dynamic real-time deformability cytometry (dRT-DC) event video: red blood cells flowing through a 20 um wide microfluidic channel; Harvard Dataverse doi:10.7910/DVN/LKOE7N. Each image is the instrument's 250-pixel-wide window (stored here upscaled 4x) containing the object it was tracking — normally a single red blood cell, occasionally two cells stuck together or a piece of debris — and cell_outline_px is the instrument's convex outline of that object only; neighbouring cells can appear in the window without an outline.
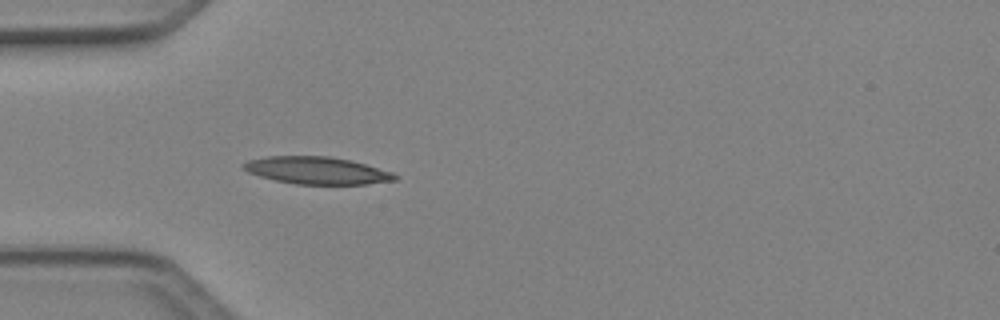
{"species": "Egyptian fruit bat (a non-hibernating species)", "species_latin": "Rousettus aegyptiacus", "temperature_condition": "cold", "stored_images_in_passage": 3, "camera_frame_rate_fps": 3000, "um_per_image_px": 0.085, "animal": {"sex": "female"}, "frame": {"image": 1, "passage_image": 3, "time_ms": 0.667, "image_size_px": [1000, 320], "cell_outline_px": [[400, 176], [396, 180], [368, 184], [296, 184], [276, 180], [260, 176], [248, 172], [244, 168], [244, 164], [248, 160], [268, 156], [328, 156], [348, 160], [364, 164], [392, 172]], "centroid_in_image_um": [26.96, 14.49], "position_along_channel_um": 58.0, "area_um2": 23.81}}